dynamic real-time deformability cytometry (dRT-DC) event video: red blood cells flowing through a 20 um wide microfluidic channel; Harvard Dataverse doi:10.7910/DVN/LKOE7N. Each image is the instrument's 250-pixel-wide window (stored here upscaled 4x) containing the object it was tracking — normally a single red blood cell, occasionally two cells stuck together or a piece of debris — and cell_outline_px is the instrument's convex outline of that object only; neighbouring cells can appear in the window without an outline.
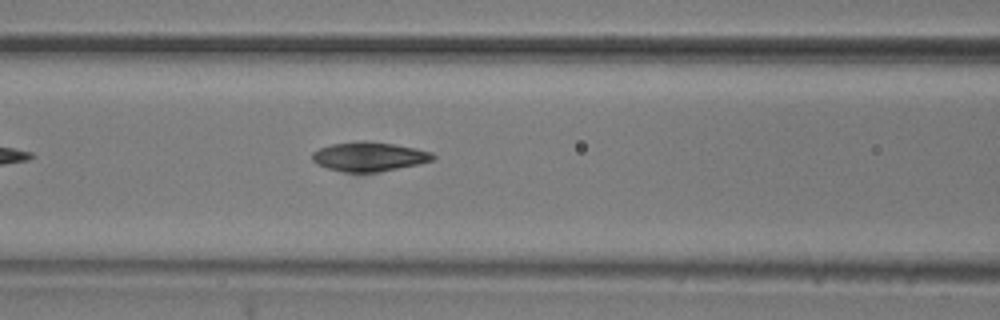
{"species": "common noctule bat (a hibernating species)", "species_latin": "Nyctalus noctula", "temperature_condition": "room temperature", "stored_images_in_passage": 58, "camera_frame_rate_fps": 3000, "um_per_image_px": 0.085, "animal": {"sex": "male", "body_mass_g": 20.5, "forearm_length_mm": 52.5}, "frame": {"image": 1, "passage_image": 12, "time_ms": 3.667, "image_size_px": [1000, 320], "cell_outline_px": [[436, 156], [432, 160], [416, 164], [380, 172], [356, 176], [328, 168], [316, 164], [312, 160], [312, 152], [320, 148], [332, 144], [364, 140], [392, 144], [432, 152]], "centroid_in_image_um": [31.31, 13.35], "position_along_channel_um": 135.3, "area_um2": 20.92}}